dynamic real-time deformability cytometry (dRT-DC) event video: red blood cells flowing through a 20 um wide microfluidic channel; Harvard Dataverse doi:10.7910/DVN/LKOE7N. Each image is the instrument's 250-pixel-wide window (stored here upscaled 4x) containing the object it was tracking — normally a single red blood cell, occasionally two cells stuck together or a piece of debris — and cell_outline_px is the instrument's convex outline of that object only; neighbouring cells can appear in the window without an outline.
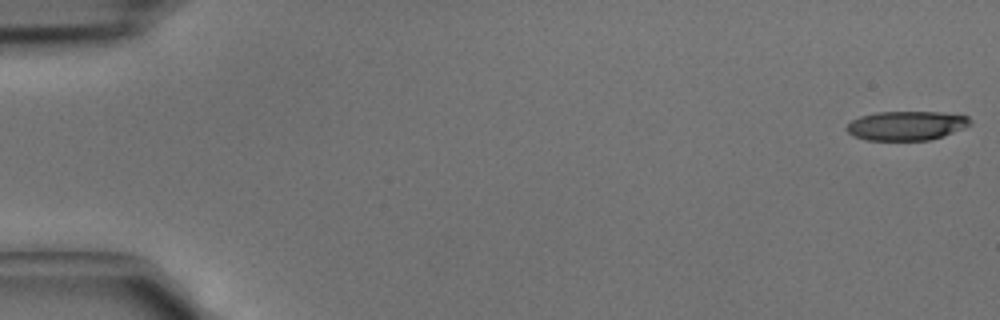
{"species": "common noctule bat (a hibernating species)", "species_latin": "Nyctalus noctula", "temperature_condition": "cold", "stored_images_in_passage": 43, "camera_frame_rate_fps": 3000, "um_per_image_px": 0.085, "animal": {"sex": "male", "body_mass_g": 15.6}, "frame": {"image": 1, "passage_image": 1, "time_ms": 0.0, "image_size_px": [1000, 320], "cell_outline_px": [[972, 124], [964, 128], [944, 136], [928, 140], [868, 140], [856, 136], [848, 132], [848, 124], [852, 120], [860, 116], [876, 112], [940, 112], [968, 116], [972, 120]], "centroid_in_image_um": [77.1, 10.67], "position_along_channel_um": 7.9, "area_um2": 20.92}}
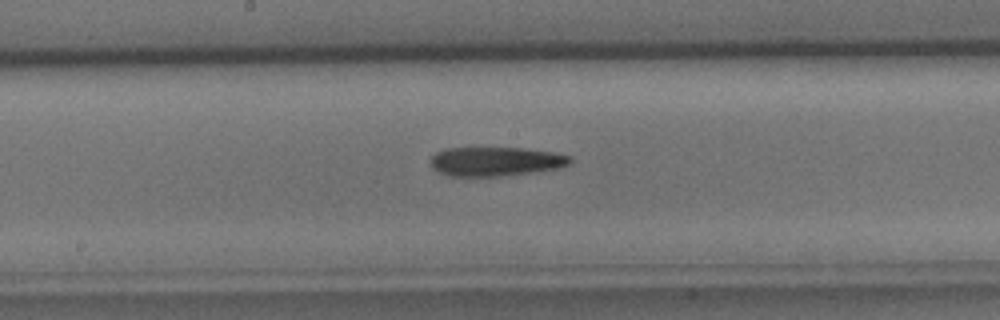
{"frame": {"image": 2, "passage_image": 23, "time_ms": 7.333, "image_size_px": [1000, 320], "cell_outline_px": [[572, 160], [568, 164], [560, 168], [500, 176], [448, 176], [432, 168], [428, 160], [436, 152], [444, 148], [524, 148], [556, 152], [572, 156]], "centroid_in_image_um": [42.11, 13.71], "position_along_channel_um": 206.1, "area_um2": 23.87}}
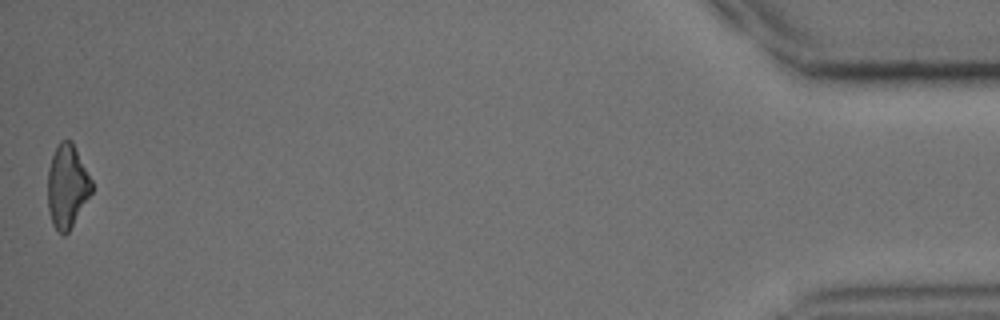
{"frame": {"image": 3, "passage_image": 43, "time_ms": 14.0, "image_size_px": [1000, 320], "cell_outline_px": [[92, 192], [68, 232], [64, 236], [52, 224], [48, 208], [48, 168], [52, 156], [60, 140], [72, 140], [92, 180]], "centroid_in_image_um": [5.71, 15.81], "position_along_channel_um": 429.5, "area_um2": 21.21}}